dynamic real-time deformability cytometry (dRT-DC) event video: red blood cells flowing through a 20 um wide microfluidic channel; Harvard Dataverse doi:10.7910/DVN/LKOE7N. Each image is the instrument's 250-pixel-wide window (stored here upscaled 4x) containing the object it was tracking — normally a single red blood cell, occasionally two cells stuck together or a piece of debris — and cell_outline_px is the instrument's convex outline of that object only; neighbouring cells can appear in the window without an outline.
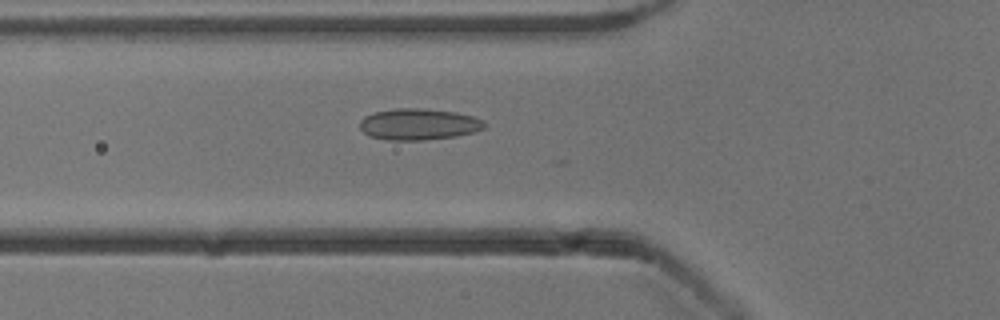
{"species": "common noctule bat (a hibernating species)", "species_latin": "Nyctalus noctula", "temperature_condition": "cold", "stored_images_in_passage": 19, "camera_frame_rate_fps": 3000, "um_per_image_px": 0.085, "animal": {"sex": "male", "body_mass_g": 13.3}, "frame": {"image": 1, "passage_image": 13, "time_ms": 4.0, "image_size_px": [1000, 320], "cell_outline_px": [[484, 128], [476, 132], [456, 136], [424, 140], [384, 140], [368, 136], [360, 128], [360, 120], [364, 116], [372, 112], [396, 108], [420, 108], [456, 112], [472, 116], [484, 120]], "centroid_in_image_um": [35.56, 10.56], "position_along_channel_um": 90.2, "area_um2": 23.0}}
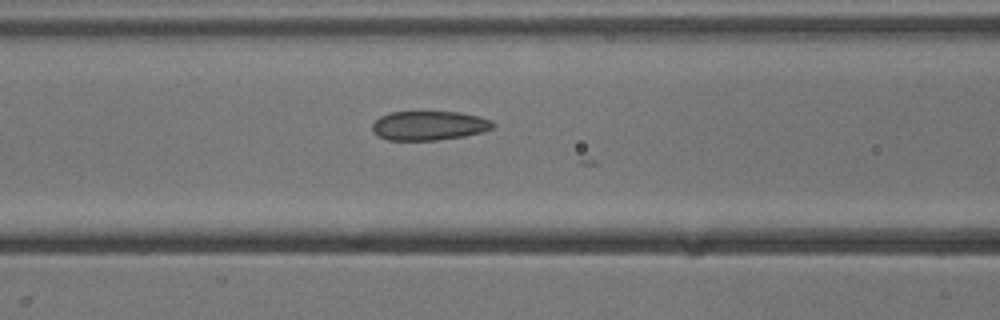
{"frame": {"image": 2, "passage_image": 16, "time_ms": 5.0, "image_size_px": [1000, 320], "cell_outline_px": [[492, 128], [484, 132], [464, 136], [436, 140], [388, 140], [372, 132], [372, 124], [380, 116], [388, 112], [460, 112], [480, 116], [492, 120]], "centroid_in_image_um": [36.46, 10.67], "position_along_channel_um": 130.1, "area_um2": 20.58}}